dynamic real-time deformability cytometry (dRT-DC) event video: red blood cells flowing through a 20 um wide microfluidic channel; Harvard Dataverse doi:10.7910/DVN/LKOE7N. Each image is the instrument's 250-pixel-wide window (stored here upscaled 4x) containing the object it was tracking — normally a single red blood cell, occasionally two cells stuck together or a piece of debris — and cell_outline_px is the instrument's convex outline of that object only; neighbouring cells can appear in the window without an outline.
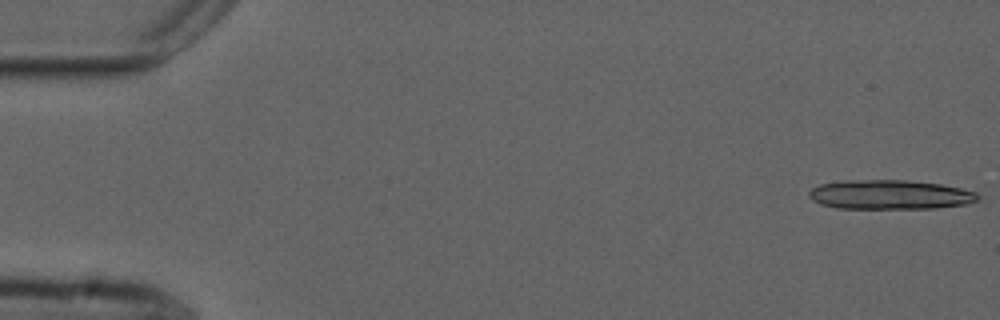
{"species": "common noctule bat (a hibernating species)", "species_latin": "Nyctalus noctula", "temperature_condition": "cold", "stored_images_in_passage": 14, "camera_frame_rate_fps": 3000, "um_per_image_px": 0.085, "animal": {"sex": "male", "forearm_length_mm": 52.5}, "frame": {"image": 1, "passage_image": 1, "time_ms": 0.0, "image_size_px": [1000, 320], "cell_outline_px": [[980, 200], [964, 204], [936, 208], [836, 208], [820, 204], [812, 200], [808, 196], [808, 192], [812, 188], [820, 184], [844, 180], [908, 180], [940, 184], [960, 188], [976, 192], [980, 196]], "centroid_in_image_um": [75.63, 16.54], "position_along_channel_um": 9.4, "area_um2": 28.96}}